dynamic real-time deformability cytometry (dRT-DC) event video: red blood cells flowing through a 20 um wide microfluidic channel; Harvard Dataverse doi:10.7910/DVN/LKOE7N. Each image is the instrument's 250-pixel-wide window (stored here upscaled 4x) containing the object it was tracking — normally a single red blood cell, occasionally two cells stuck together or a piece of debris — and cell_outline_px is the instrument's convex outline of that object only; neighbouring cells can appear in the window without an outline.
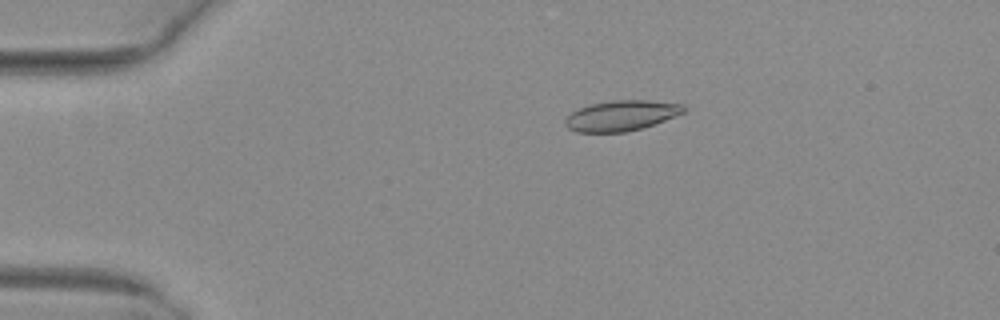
{"species": "common noctule bat (a hibernating species)", "species_latin": "Nyctalus noctula", "temperature_condition": "warm", "stored_images_in_passage": 45, "camera_frame_rate_fps": 3000, "um_per_image_px": 0.085, "animal": {"sex": "female", "body_mass_g": 29.2, "forearm_length_mm": 56.3}, "frame": {"image": 1, "passage_image": 4, "time_ms": 1.0, "image_size_px": [1000, 320], "cell_outline_px": [[684, 112], [664, 120], [640, 128], [624, 132], [576, 132], [568, 128], [564, 124], [564, 120], [572, 112], [580, 108], [592, 104], [612, 100], [648, 100], [684, 104]], "centroid_in_image_um": [52.78, 9.82], "position_along_channel_um": 32.2, "area_um2": 20.69}}
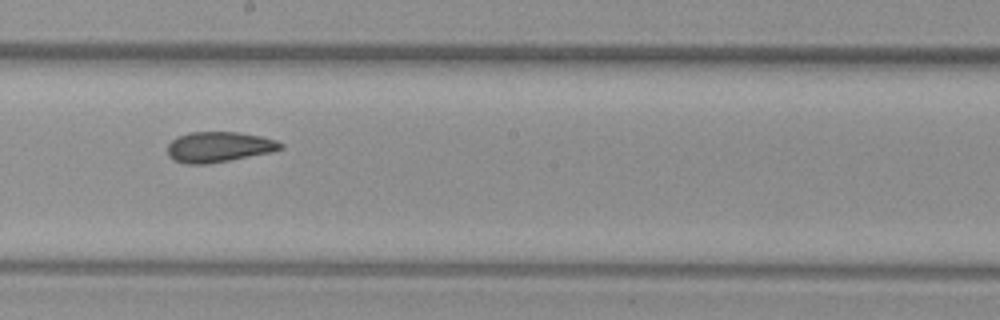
{"frame": {"image": 2, "passage_image": 23, "time_ms": 7.333, "image_size_px": [1000, 320], "cell_outline_px": [[284, 148], [272, 152], [208, 164], [184, 164], [172, 160], [168, 156], [168, 144], [172, 140], [188, 132], [236, 132], [260, 136], [276, 140], [284, 144]], "centroid_in_image_um": [18.6, 12.5], "position_along_channel_um": 229.6, "area_um2": 20.11}}
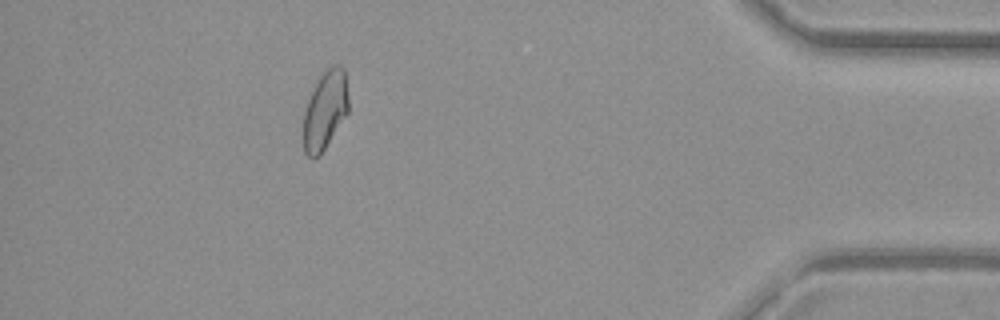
{"frame": {"image": 3, "passage_image": 40, "time_ms": 13.0, "image_size_px": [1000, 320], "cell_outline_px": [[348, 112], [320, 156], [312, 160], [304, 152], [304, 112], [308, 100], [320, 76], [332, 64], [340, 64], [344, 68], [348, 96]], "centroid_in_image_um": [27.64, 9.38], "position_along_channel_um": 407.6, "area_um2": 20.52}, "authors_computed_cell_mechanics": {"area_um2": 20.5768, "velocity_mm_per_s": 4.0318, "shape_relaxation_time_tau1_ms": null, "shape_relaxation_time_tau2_ms": 1.7728, "deformation_change_tau1": null, "deformation_change_tau2": 0.0714}}